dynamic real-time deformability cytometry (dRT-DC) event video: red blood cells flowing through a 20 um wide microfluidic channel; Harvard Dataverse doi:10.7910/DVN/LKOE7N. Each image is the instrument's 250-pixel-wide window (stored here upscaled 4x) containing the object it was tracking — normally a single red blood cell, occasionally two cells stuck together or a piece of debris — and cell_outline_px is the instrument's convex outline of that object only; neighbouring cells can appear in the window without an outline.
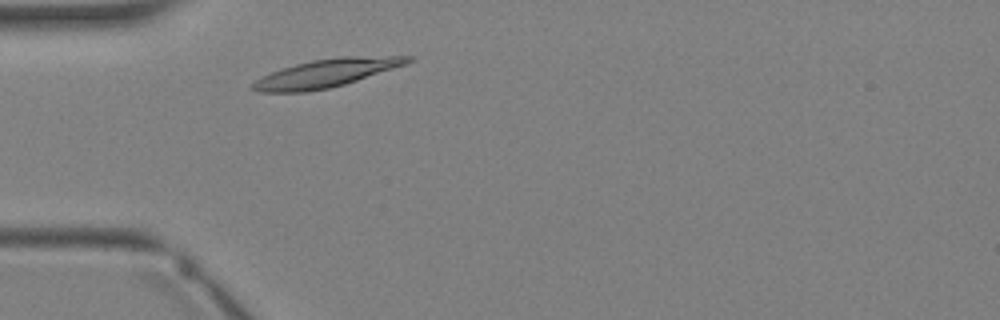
{"species": "Egyptian fruit bat (a non-hibernating species)", "species_latin": "Rousettus aegyptiacus", "temperature_condition": "warm", "stored_images_in_passage": 1, "camera_frame_rate_fps": 3000, "um_per_image_px": 0.085, "animal": {"sex": "female"}, "frame": {"image": 1, "passage_image": 1, "time_ms": 0.0, "image_size_px": [1000, 320], "cell_outline_px": [[412, 60], [404, 64], [344, 84], [328, 88], [308, 92], [260, 92], [252, 88], [252, 84], [256, 80], [272, 72], [296, 64], [312, 60], [340, 56], [412, 56]], "centroid_in_image_um": [27.7, 6.22], "position_along_channel_um": 57.3, "area_um2": 24.74}}